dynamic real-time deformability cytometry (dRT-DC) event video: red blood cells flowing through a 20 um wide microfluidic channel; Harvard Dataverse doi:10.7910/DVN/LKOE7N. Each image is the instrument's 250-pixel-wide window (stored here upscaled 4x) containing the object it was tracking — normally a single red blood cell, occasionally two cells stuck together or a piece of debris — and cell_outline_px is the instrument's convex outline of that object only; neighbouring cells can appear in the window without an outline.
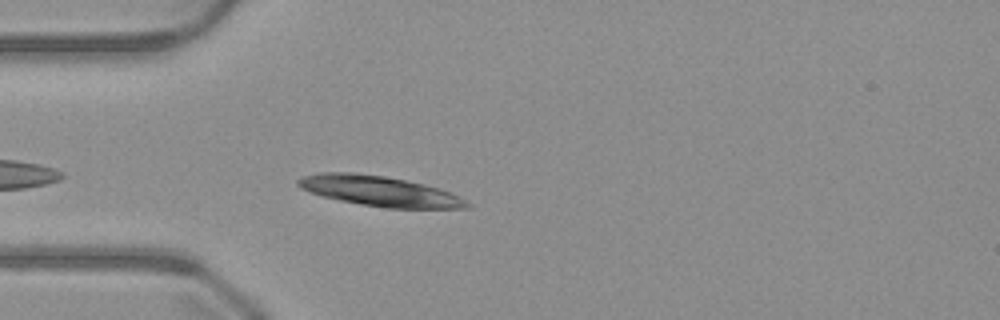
{"species": "common noctule bat (a hibernating species)", "species_latin": "Nyctalus noctula", "temperature_condition": "warm", "stored_images_in_passage": 33, "camera_frame_rate_fps": 3000, "um_per_image_px": 0.085, "animal": {"sex": "male", "body_mass_g": 23.1, "forearm_length_mm": 52.7}, "frame": {"image": 1, "passage_image": 3, "time_ms": 0.667, "image_size_px": [1000, 320], "cell_outline_px": [[472, 208], [388, 208], [340, 200], [324, 196], [300, 188], [296, 184], [296, 180], [304, 176], [320, 172], [356, 172], [384, 176], [424, 184], [460, 196], [472, 204]], "centroid_in_image_um": [32.27, 16.24], "position_along_channel_um": 52.7, "area_um2": 29.42}}
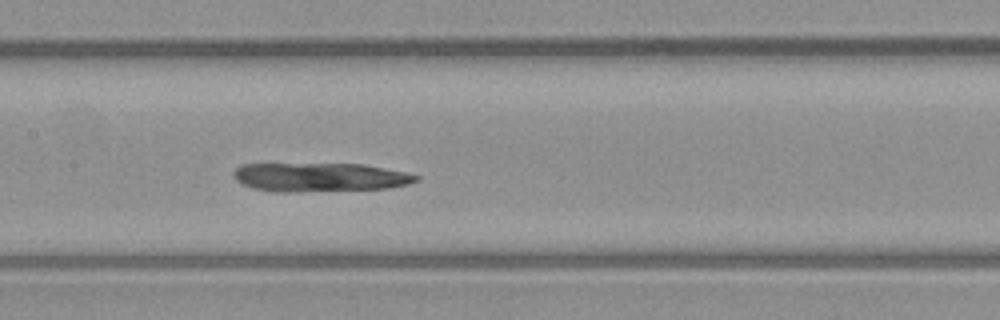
{"frame": {"image": 2, "passage_image": 13, "time_ms": 4.0, "image_size_px": [1000, 320], "cell_outline_px": [[420, 180], [408, 184], [388, 188], [300, 192], [276, 192], [252, 188], [240, 184], [236, 180], [232, 172], [240, 164], [364, 164], [408, 172], [420, 176]], "centroid_in_image_um": [27.19, 15.06], "position_along_channel_um": 180.2, "area_um2": 31.04}}
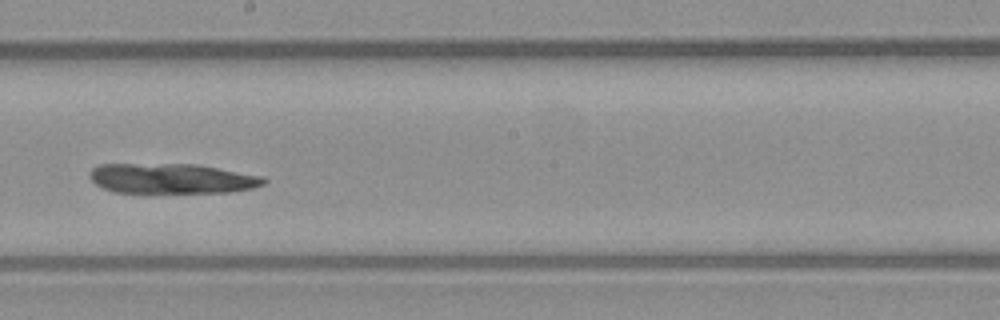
{"frame": {"image": 3, "passage_image": 17, "time_ms": 5.333, "image_size_px": [1000, 320], "cell_outline_px": [[268, 180], [264, 184], [252, 188], [228, 192], [112, 192], [96, 184], [88, 176], [88, 172], [92, 168], [100, 164], [200, 164], [264, 176]], "centroid_in_image_um": [14.62, 15.16], "position_along_channel_um": 233.6, "area_um2": 30.63}}